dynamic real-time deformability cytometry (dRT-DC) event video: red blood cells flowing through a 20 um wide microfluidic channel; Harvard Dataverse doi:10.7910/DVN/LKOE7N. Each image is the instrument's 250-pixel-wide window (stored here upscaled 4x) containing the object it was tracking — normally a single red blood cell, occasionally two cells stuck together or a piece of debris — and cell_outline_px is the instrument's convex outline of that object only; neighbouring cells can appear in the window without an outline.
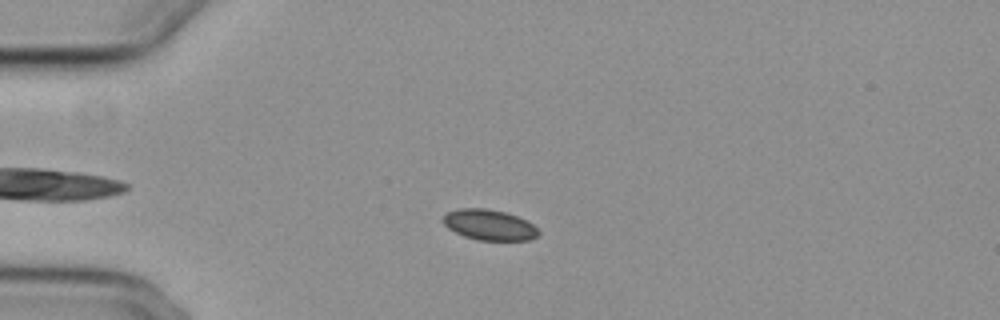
{"species": "common noctule bat (a hibernating species)", "species_latin": "Nyctalus noctula", "temperature_condition": "cold", "stored_images_in_passage": 42, "camera_frame_rate_fps": 3000, "um_per_image_px": 0.085, "animal": {"sex": "female", "body_mass_g": 29.2, "forearm_length_mm": 56.3}, "frame": {"image": 1, "passage_image": 13, "time_ms": 4.0, "image_size_px": [1000, 320], "cell_outline_px": [[540, 232], [536, 236], [528, 240], [476, 240], [464, 236], [448, 228], [440, 220], [448, 212], [460, 208], [484, 208], [504, 212], [528, 220]], "centroid_in_image_um": [41.57, 19.11], "position_along_channel_um": 43.4, "area_um2": 16.94}}
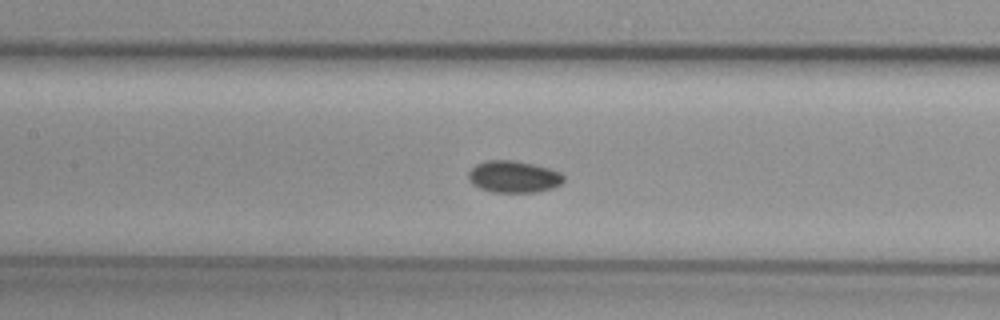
{"frame": {"image": 2, "passage_image": 25, "time_ms": 8.0, "image_size_px": [1000, 320], "cell_outline_px": [[564, 184], [552, 188], [536, 192], [492, 192], [480, 188], [472, 184], [468, 180], [468, 172], [476, 164], [488, 160], [512, 160], [532, 164], [548, 168], [560, 172], [564, 176]], "centroid_in_image_um": [43.66, 15.03], "position_along_channel_um": 163.7, "area_um2": 17.74}}
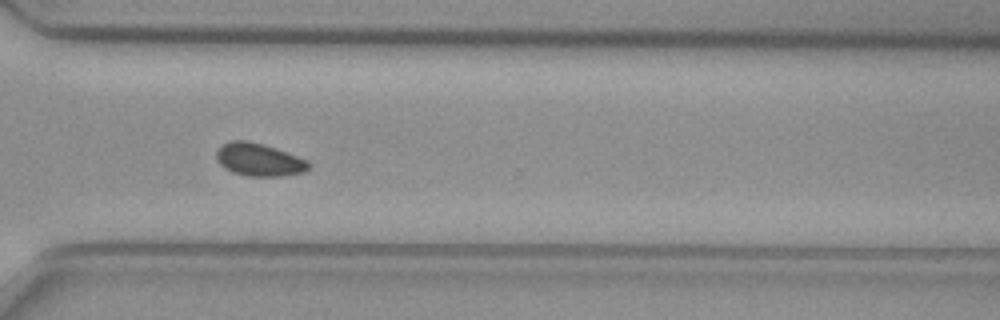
{"frame": {"image": 3, "passage_image": 40, "time_ms": 13.0, "image_size_px": [1000, 320], "cell_outline_px": [[312, 164], [304, 172], [284, 176], [248, 176], [232, 172], [224, 168], [216, 160], [216, 152], [224, 144], [232, 140], [248, 140], [276, 148], [308, 160]], "centroid_in_image_um": [22.03, 13.58], "position_along_channel_um": 348.6, "area_um2": 17.69}}